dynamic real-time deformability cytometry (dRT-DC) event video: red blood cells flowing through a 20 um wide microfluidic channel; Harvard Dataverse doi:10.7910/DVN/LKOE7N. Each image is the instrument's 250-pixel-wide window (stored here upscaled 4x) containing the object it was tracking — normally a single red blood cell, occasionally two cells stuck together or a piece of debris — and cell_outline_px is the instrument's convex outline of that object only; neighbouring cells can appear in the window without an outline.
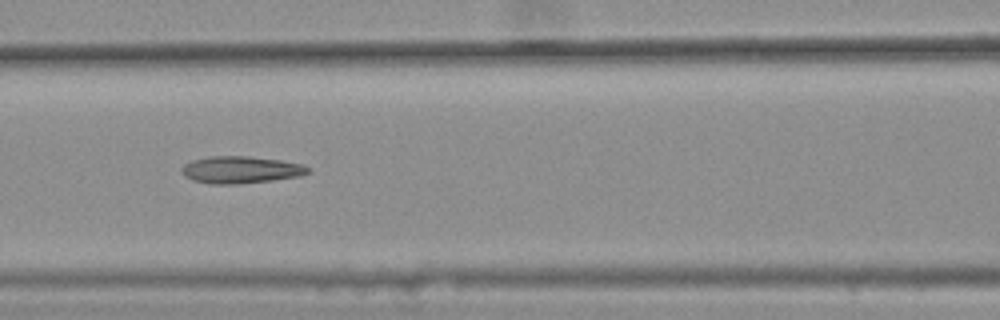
{"species": "common noctule bat (a hibernating species)", "species_latin": "Nyctalus noctula", "temperature_condition": "warm", "stored_images_in_passage": 12, "camera_frame_rate_fps": 3000, "um_per_image_px": 0.085, "animal": {"sex": "female", "body_mass_g": 25.1}, "frame": {"image": 1, "passage_image": 6, "time_ms": 1.667, "image_size_px": [1000, 320], "cell_outline_px": [[312, 172], [300, 176], [272, 180], [240, 184], [208, 184], [192, 180], [184, 176], [180, 172], [180, 168], [184, 164], [192, 160], [208, 156], [248, 156], [280, 160], [300, 164], [312, 168]], "centroid_in_image_um": [20.44, 14.43], "position_along_channel_um": 146.2, "area_um2": 20.23}}
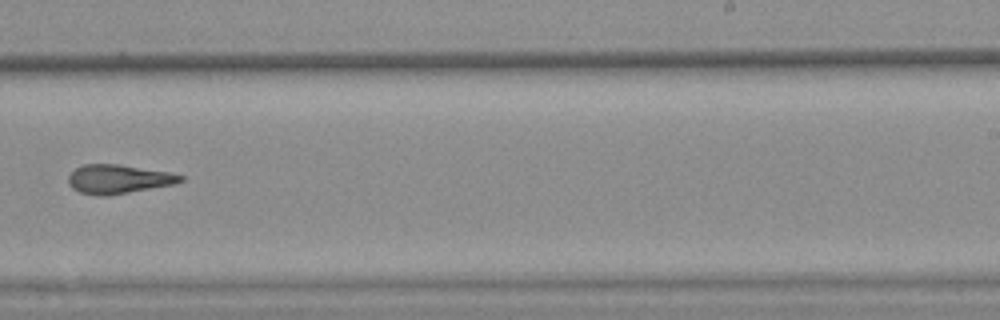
{"frame": {"image": 2, "passage_image": 9, "time_ms": 2.667, "image_size_px": [1000, 320], "cell_outline_px": [[184, 180], [176, 184], [108, 196], [96, 196], [80, 192], [72, 188], [68, 184], [68, 176], [76, 168], [84, 164], [116, 164], [168, 172], [184, 176]], "centroid_in_image_um": [10.06, 15.24], "position_along_channel_um": 278.9, "area_um2": 18.96}}
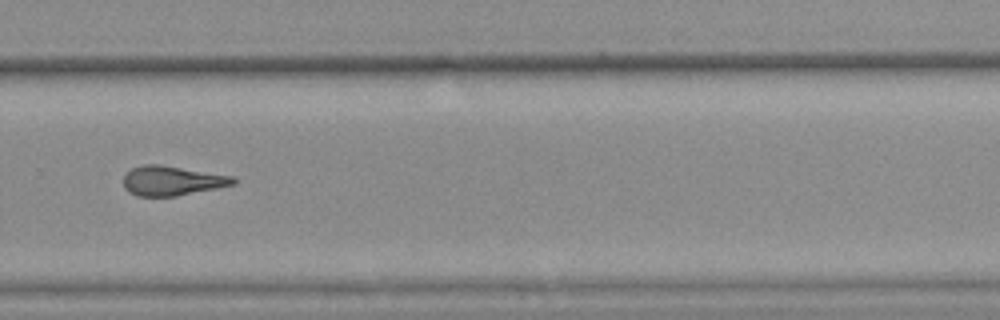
{"frame": {"image": 3, "passage_image": 10, "time_ms": 3.0, "image_size_px": [1000, 320], "cell_outline_px": [[236, 184], [176, 196], [136, 196], [128, 192], [124, 188], [124, 176], [132, 168], [144, 164], [160, 164], [232, 176], [236, 180]], "centroid_in_image_um": [14.6, 15.36], "position_along_channel_um": 315.2, "area_um2": 18.84}}